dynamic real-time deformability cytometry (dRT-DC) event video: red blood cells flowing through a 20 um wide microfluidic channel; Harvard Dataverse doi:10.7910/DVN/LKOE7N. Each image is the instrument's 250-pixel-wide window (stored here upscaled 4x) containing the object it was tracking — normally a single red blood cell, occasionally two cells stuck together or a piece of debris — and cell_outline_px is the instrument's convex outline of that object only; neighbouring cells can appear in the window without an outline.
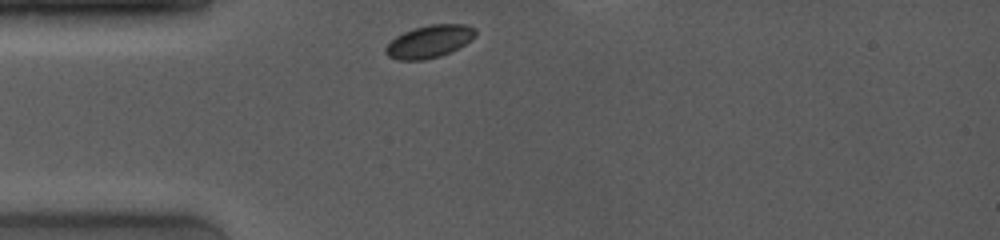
{"species": "common noctule bat (a hibernating species)", "species_latin": "Nyctalus noctula", "temperature_condition": "room temperature", "stored_images_in_passage": 45, "camera_frame_rate_fps": 4000, "um_per_image_px": 0.085, "animal": {"sex": "female", "body_mass_g": 19.0, "forearm_length_mm": 53.3}, "frame": {"image": 1, "passage_image": 1, "time_ms": 0.0, "image_size_px": [1000, 240], "cell_outline_px": [[476, 36], [472, 40], [440, 56], [424, 60], [396, 60], [388, 56], [384, 52], [384, 48], [396, 36], [412, 28], [432, 24], [464, 24], [476, 28]], "centroid_in_image_um": [36.48, 3.52], "position_along_channel_um": 48.5, "area_um2": 17.05}}
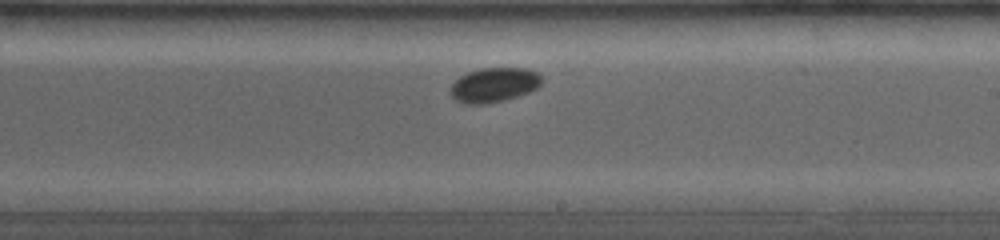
{"frame": {"image": 2, "passage_image": 28, "time_ms": 5.5, "image_size_px": [1000, 240], "cell_outline_px": [[540, 84], [536, 88], [528, 92], [504, 100], [484, 104], [464, 104], [456, 100], [448, 92], [452, 84], [460, 76], [468, 72], [480, 68], [524, 68], [536, 72], [540, 76]], "centroid_in_image_um": [41.93, 7.22], "position_along_channel_um": 247.1, "area_um2": 18.21}}
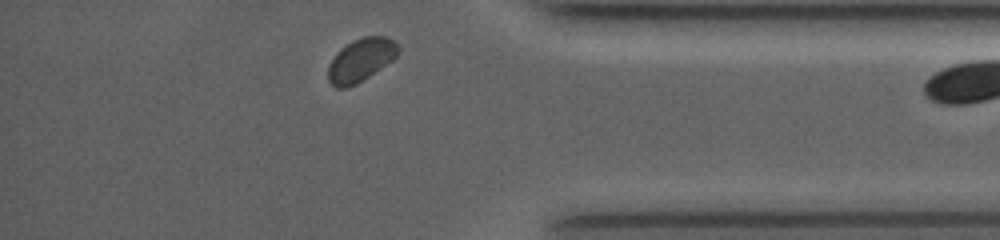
{"frame": {"image": 3, "passage_image": 44, "time_ms": 9.75, "image_size_px": [1000, 240], "cell_outline_px": [[400, 52], [392, 60], [356, 84], [344, 88], [336, 88], [328, 80], [328, 64], [340, 48], [352, 40], [364, 36], [384, 36], [392, 40], [400, 48]], "centroid_in_image_um": [30.65, 5.09], "position_along_channel_um": 404.6, "area_um2": 17.46}}